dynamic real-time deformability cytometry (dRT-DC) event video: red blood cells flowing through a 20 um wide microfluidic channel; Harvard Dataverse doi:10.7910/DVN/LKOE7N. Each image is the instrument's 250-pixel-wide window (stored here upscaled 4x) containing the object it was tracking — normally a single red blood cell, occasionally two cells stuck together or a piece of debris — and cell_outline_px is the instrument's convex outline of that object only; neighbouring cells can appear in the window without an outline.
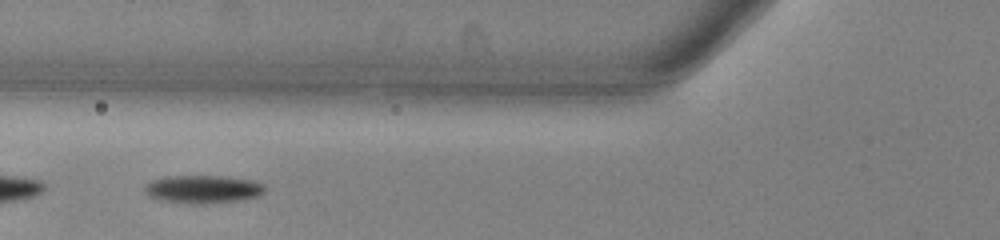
{"species": "common noctule bat (a hibernating species)", "species_latin": "Nyctalus noctula", "temperature_condition": "warm", "stored_images_in_passage": 46, "camera_frame_rate_fps": 3000, "um_per_image_px": 0.085, "animal": {"sex": "male", "body_mass_g": 13.0, "forearm_length_mm": 53.1}, "frame": {"image": 1, "passage_image": 13, "time_ms": 4.0, "image_size_px": [1000, 240], "cell_outline_px": [[264, 192], [256, 196], [244, 200], [204, 204], [188, 204], [160, 200], [152, 196], [144, 188], [152, 180], [168, 176], [224, 176], [252, 180], [264, 184]], "centroid_in_image_um": [17.3, 16.09], "position_along_channel_um": 108.5, "area_um2": 19.54}}
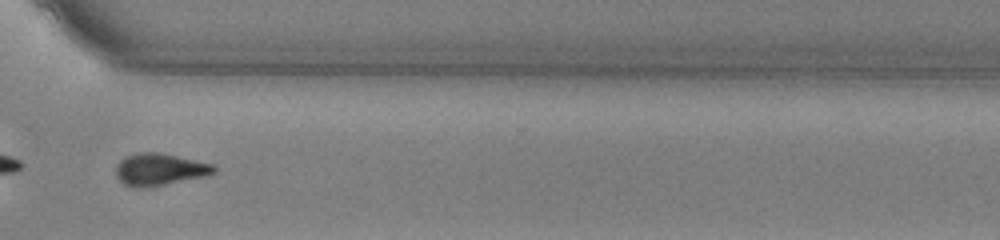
{"frame": {"image": 2, "passage_image": 32, "time_ms": 10.333, "image_size_px": [1000, 240], "cell_outline_px": [[216, 172], [208, 176], [144, 188], [136, 188], [124, 184], [116, 176], [116, 164], [124, 156], [136, 152], [156, 152], [176, 156], [212, 164], [216, 168]], "centroid_in_image_um": [13.54, 14.4], "position_along_channel_um": 357.1, "area_um2": 18.38}}
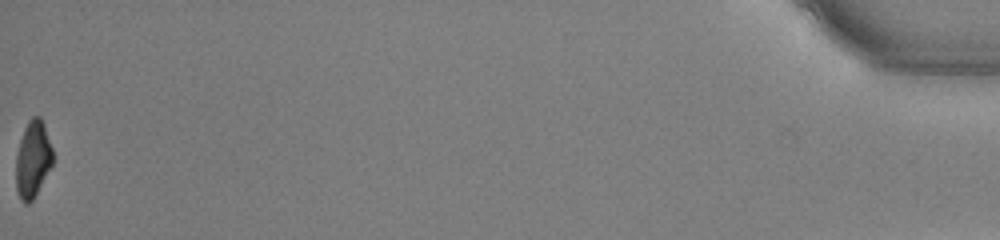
{"frame": {"image": 3, "passage_image": 46, "time_ms": 15.0, "image_size_px": [1000, 240], "cell_outline_px": [[52, 164], [32, 200], [28, 204], [24, 204], [20, 200], [16, 188], [16, 156], [20, 140], [24, 128], [28, 120], [32, 116], [40, 116], [44, 124], [52, 148]], "centroid_in_image_um": [2.77, 13.52], "position_along_channel_um": 432.4, "area_um2": 16.3}, "authors_computed_cell_mechanics": {"area_um2": 19.0451, "velocity_mm_per_s": 3.9204, "shape_relaxation_time_tau1_ms": 3.0677, "shape_relaxation_time_tau2_ms": null, "deformation_change_tau1": 0.128, "deformation_change_tau2": null}}